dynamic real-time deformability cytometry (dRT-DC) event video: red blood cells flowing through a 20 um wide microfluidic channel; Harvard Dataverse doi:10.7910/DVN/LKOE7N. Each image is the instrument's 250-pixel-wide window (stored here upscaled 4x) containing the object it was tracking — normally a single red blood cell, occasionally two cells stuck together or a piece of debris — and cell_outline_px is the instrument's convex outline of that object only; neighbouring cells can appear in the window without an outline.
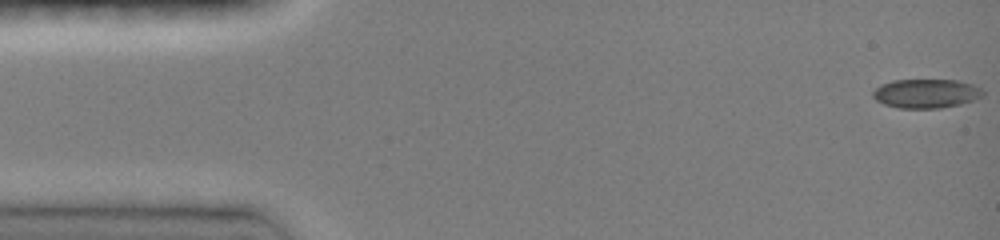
{"species": "common noctule bat (a hibernating species)", "species_latin": "Nyctalus noctula", "temperature_condition": "room temperature", "stored_images_in_passage": 46, "camera_frame_rate_fps": 3000, "um_per_image_px": 0.085, "animal": {"sex": "female", "body_mass_g": 19.0, "forearm_length_mm": 51.5}, "frame": {"image": 1, "passage_image": 1, "time_ms": 0.0, "image_size_px": [1000, 240], "cell_outline_px": [[984, 96], [960, 104], [940, 108], [900, 108], [884, 104], [876, 100], [872, 96], [872, 92], [880, 84], [892, 80], [956, 80], [972, 84], [980, 88], [984, 92]], "centroid_in_image_um": [78.7, 7.94], "position_along_channel_um": 6.3, "area_um2": 18.61}}
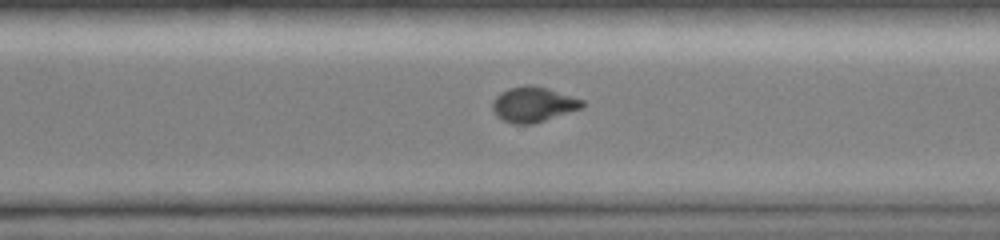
{"frame": {"image": 2, "passage_image": 33, "time_ms": 10.667, "image_size_px": [1000, 240], "cell_outline_px": [[584, 104], [580, 108], [532, 124], [512, 124], [496, 116], [492, 108], [492, 100], [500, 92], [508, 88], [528, 84], [544, 88], [584, 100]], "centroid_in_image_um": [45.25, 8.88], "position_along_channel_um": 325.3, "area_um2": 18.03}}
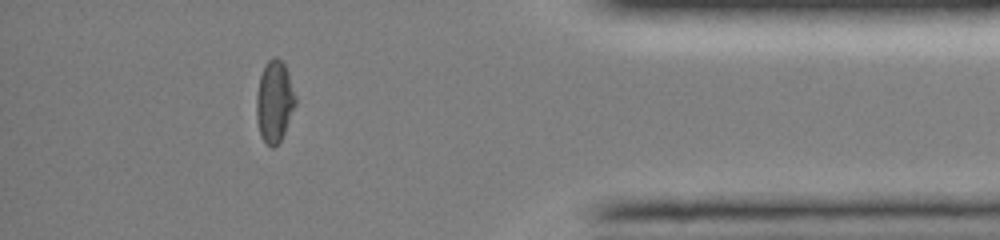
{"frame": {"image": 3, "passage_image": 41, "time_ms": 13.333, "image_size_px": [1000, 240], "cell_outline_px": [[296, 104], [284, 132], [280, 140], [272, 148], [264, 144], [260, 136], [256, 120], [256, 96], [260, 76], [268, 60], [276, 56], [284, 64], [288, 72], [296, 96]], "centroid_in_image_um": [23.31, 8.65], "position_along_channel_um": 411.9, "area_um2": 18.61}, "authors_computed_cell_mechanics": {"area_um2": 18.6694, "velocity_mm_per_s": 4.1478, "shape_relaxation_time_tau1_ms": null, "shape_relaxation_time_tau2_ms": 0.8777, "deformation_change_tau1": null, "deformation_change_tau2": 0.0345}}